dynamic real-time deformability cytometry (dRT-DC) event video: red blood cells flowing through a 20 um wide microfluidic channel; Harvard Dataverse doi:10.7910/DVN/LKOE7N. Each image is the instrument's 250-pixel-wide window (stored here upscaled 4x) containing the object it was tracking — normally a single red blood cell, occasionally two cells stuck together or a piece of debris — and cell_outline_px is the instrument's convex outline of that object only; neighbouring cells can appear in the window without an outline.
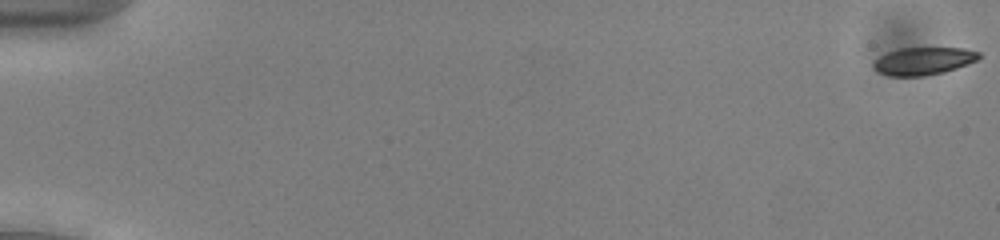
{"species": "common noctule bat (a hibernating species)", "species_latin": "Nyctalus noctula", "temperature_condition": "cold", "stored_images_in_passage": 54, "camera_frame_rate_fps": 3000, "um_per_image_px": 0.085, "animal": {"sex": "male", "body_mass_g": 13.0, "forearm_length_mm": 53.1}, "frame": {"image": 1, "passage_image": 1, "time_ms": 0.0, "image_size_px": [1000, 240], "cell_outline_px": [[980, 56], [976, 60], [968, 64], [944, 72], [924, 76], [888, 76], [876, 72], [872, 68], [872, 64], [880, 56], [888, 52], [900, 48], [964, 48], [980, 52]], "centroid_in_image_um": [78.46, 5.19], "position_along_channel_um": 6.5, "area_um2": 17.05}}
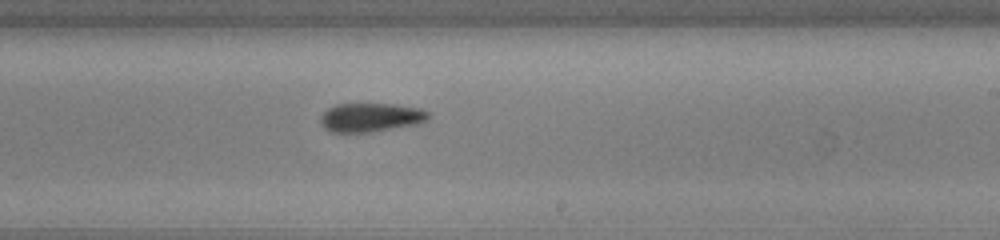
{"frame": {"image": 2, "passage_image": 34, "time_ms": 11.0, "image_size_px": [1000, 240], "cell_outline_px": [[428, 116], [424, 120], [416, 124], [372, 132], [332, 132], [324, 128], [320, 124], [320, 116], [328, 108], [336, 104], [396, 104], [420, 108], [428, 112]], "centroid_in_image_um": [31.46, 9.98], "position_along_channel_um": 257.5, "area_um2": 18.03}}
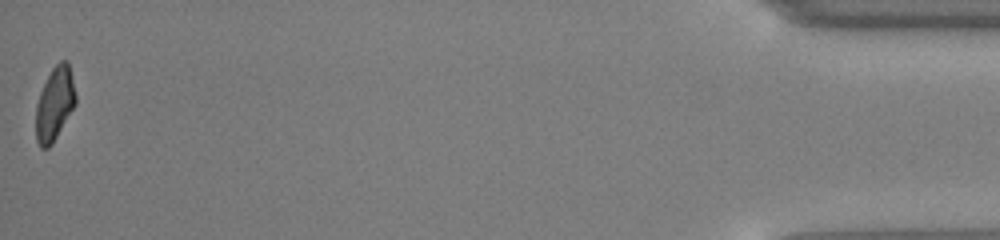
{"frame": {"image": 3, "passage_image": 54, "time_ms": 17.667, "image_size_px": [1000, 240], "cell_outline_px": [[76, 104], [52, 144], [48, 148], [40, 148], [36, 140], [36, 104], [40, 92], [52, 68], [60, 60], [68, 60], [76, 96]], "centroid_in_image_um": [4.64, 8.83], "position_along_channel_um": 430.6, "area_um2": 16.99}, "authors_computed_cell_mechanics": {"area_um2": 17.918, "velocity_mm_per_s": 3.9409, "shape_relaxation_time_tau1_ms": 3.713, "shape_relaxation_time_tau2_ms": null, "deformation_change_tau1": 0.1239, "deformation_change_tau2": null}}